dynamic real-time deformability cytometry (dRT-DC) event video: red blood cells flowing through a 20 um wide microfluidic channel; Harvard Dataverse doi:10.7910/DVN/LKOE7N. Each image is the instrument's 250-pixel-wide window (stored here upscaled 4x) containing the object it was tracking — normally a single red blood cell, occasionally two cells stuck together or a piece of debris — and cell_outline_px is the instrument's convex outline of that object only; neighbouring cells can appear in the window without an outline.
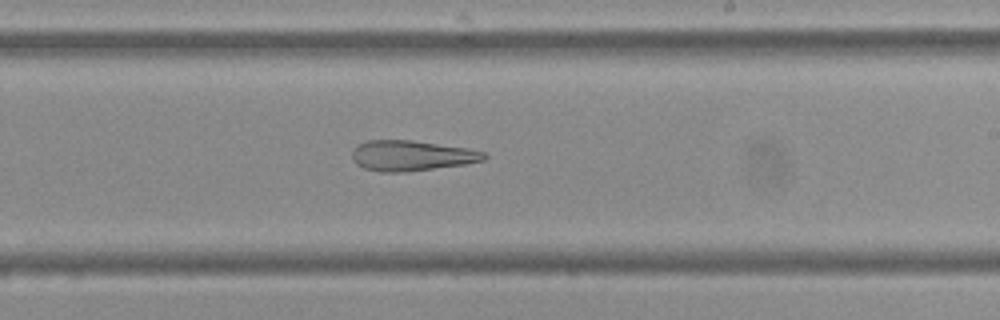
{"species": "Egyptian fruit bat (a non-hibernating species)", "species_latin": "Rousettus aegyptiacus", "temperature_condition": "cold", "stored_images_in_passage": 53, "camera_frame_rate_fps": 3000, "um_per_image_px": 0.085, "frame": {"image": 1, "passage_image": 31, "time_ms": 10.0, "image_size_px": [1000, 320], "cell_outline_px": [[488, 156], [484, 160], [464, 164], [404, 172], [380, 172], [364, 168], [356, 164], [352, 160], [352, 148], [368, 140], [412, 140], [468, 148], [484, 152]], "centroid_in_image_um": [34.95, 13.23], "position_along_channel_um": 254.1, "area_um2": 23.35}}